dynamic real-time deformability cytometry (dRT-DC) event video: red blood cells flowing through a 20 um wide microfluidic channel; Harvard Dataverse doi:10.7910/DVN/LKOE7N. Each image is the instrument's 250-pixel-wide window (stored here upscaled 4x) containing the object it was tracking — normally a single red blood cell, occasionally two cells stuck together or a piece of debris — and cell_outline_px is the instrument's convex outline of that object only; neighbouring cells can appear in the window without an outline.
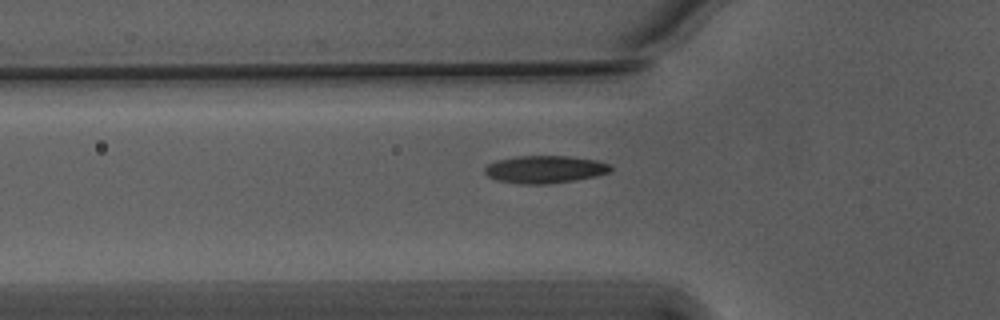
{"species": "Egyptian fruit bat (a non-hibernating species)", "species_latin": "Rousettus aegyptiacus", "temperature_condition": "warm", "stored_images_in_passage": 41, "camera_frame_rate_fps": 3000, "um_per_image_px": 0.085, "animal": {"sex": "male"}, "frame": {"image": 1, "passage_image": 8, "time_ms": 2.333, "image_size_px": [1000, 320], "cell_outline_px": [[612, 168], [608, 172], [596, 176], [548, 184], [524, 184], [496, 180], [488, 176], [484, 172], [484, 168], [488, 164], [496, 160], [516, 156], [568, 156], [596, 160], [608, 164]], "centroid_in_image_um": [46.27, 14.39], "position_along_channel_um": 79.5, "area_um2": 20.06}}
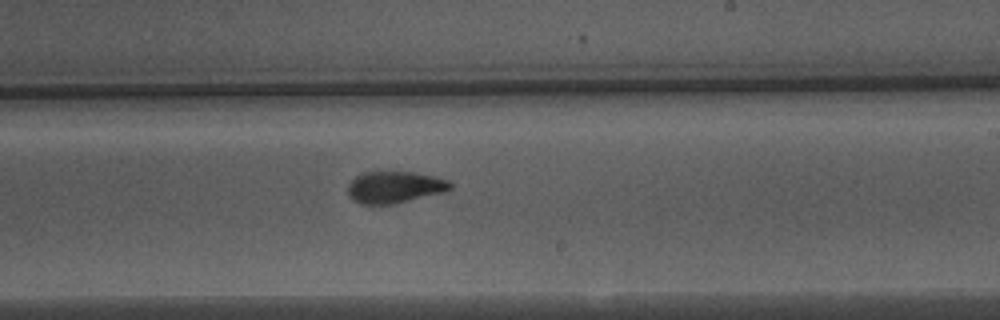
{"frame": {"image": 2, "passage_image": 22, "time_ms": 7.0, "image_size_px": [1000, 320], "cell_outline_px": [[452, 188], [444, 192], [392, 204], [360, 204], [352, 200], [348, 192], [348, 184], [356, 176], [364, 172], [416, 172], [436, 176], [448, 180], [452, 184]], "centroid_in_image_um": [33.55, 15.9], "position_along_channel_um": 255.4, "area_um2": 18.96}}
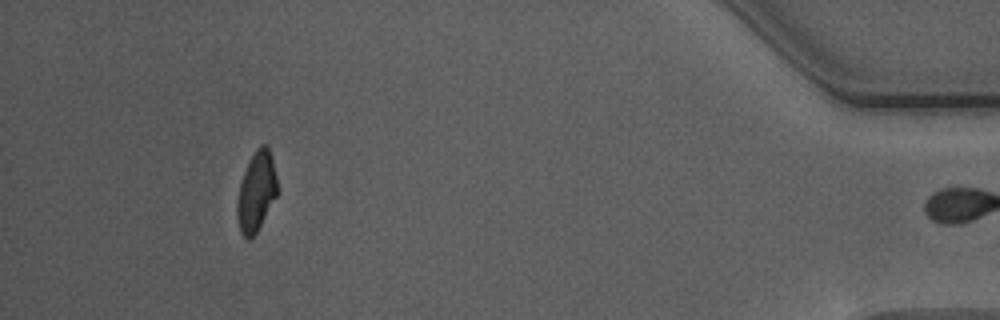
{"frame": {"image": 3, "passage_image": 40, "time_ms": 13.0, "image_size_px": [1000, 320], "cell_outline_px": [[276, 196], [256, 232], [248, 240], [240, 232], [236, 216], [236, 204], [240, 184], [248, 160], [256, 148], [260, 144], [264, 144], [268, 148], [272, 160], [276, 176]], "centroid_in_image_um": [21.75, 16.28], "position_along_channel_um": 413.5, "area_um2": 18.32}, "authors_computed_cell_mechanics": {"area_um2": 19.4208, "velocity_mm_per_s": 3.7668, "shape_relaxation_time_tau1_ms": 3.8835, "shape_relaxation_time_tau2_ms": 1.6945, "deformation_change_tau1": 0.1462, "deformation_change_tau2": 0.0638}}